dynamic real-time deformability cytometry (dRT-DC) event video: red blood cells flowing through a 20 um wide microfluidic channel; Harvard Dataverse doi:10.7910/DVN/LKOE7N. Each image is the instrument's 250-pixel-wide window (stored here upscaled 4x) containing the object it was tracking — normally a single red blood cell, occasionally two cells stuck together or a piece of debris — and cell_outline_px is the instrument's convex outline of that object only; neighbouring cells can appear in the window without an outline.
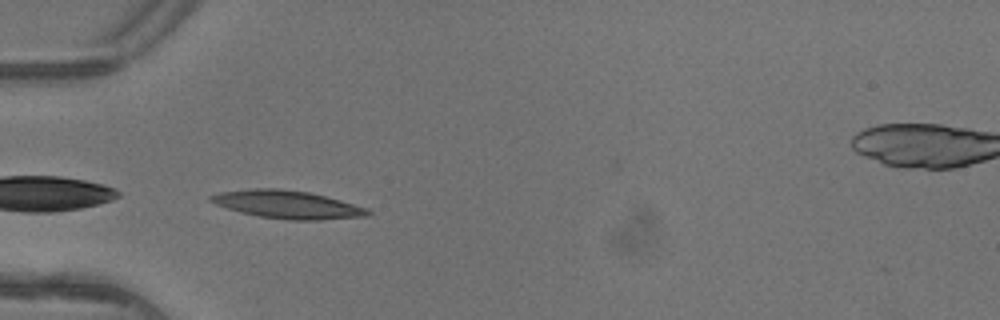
{"species": "common noctule bat (a hibernating species)", "species_latin": "Nyctalus noctula", "temperature_condition": "warm", "stored_images_in_passage": 5, "camera_frame_rate_fps": 3000, "um_per_image_px": 0.085, "animal": {"sex": "female"}, "frame": {"image": 1, "passage_image": 4, "time_ms": 1.0, "image_size_px": [1000, 320], "cell_outline_px": [[372, 212], [368, 216], [320, 220], [288, 220], [260, 216], [240, 212], [216, 204], [208, 200], [208, 196], [220, 192], [256, 188], [276, 188], [308, 192], [340, 200], [368, 208]], "centroid_in_image_um": [24.44, 17.39], "position_along_channel_um": 60.6, "area_um2": 25.43}}
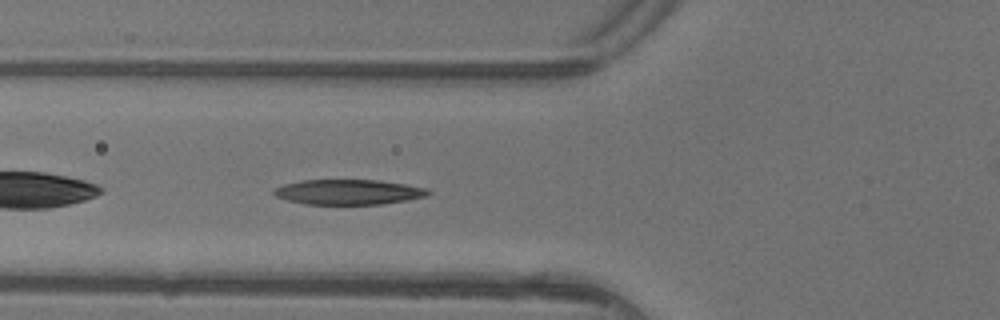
{"frame": {"image": 2, "passage_image": 5, "time_ms": 1.333, "image_size_px": [1000, 320], "cell_outline_px": [[432, 192], [428, 196], [384, 204], [304, 204], [288, 200], [276, 196], [272, 192], [272, 188], [284, 184], [300, 180], [380, 180], [428, 188]], "centroid_in_image_um": [29.62, 16.32], "position_along_channel_um": 96.2, "area_um2": 22.72}}